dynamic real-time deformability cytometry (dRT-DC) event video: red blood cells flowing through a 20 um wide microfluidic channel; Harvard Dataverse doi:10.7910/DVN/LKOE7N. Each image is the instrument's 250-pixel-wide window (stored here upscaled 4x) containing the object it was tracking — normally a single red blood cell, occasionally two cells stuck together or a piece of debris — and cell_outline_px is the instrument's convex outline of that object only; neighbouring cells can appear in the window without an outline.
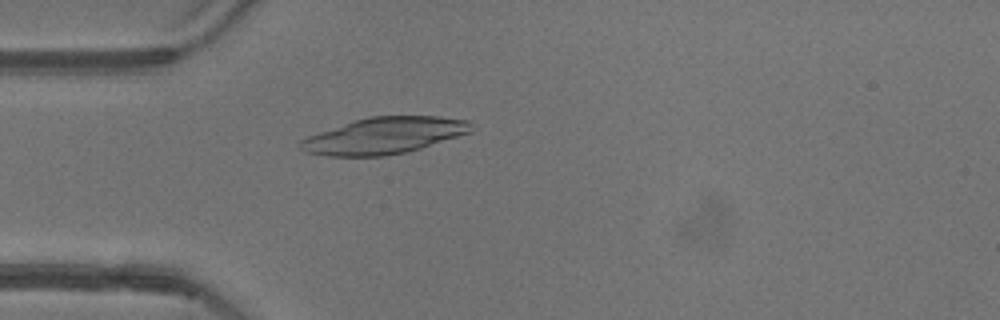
{"species": "common noctule bat (a hibernating species)", "species_latin": "Nyctalus noctula", "temperature_condition": "warm", "stored_images_in_passage": 52, "camera_frame_rate_fps": 3000, "um_per_image_px": 0.085, "animal": {"sex": "female"}, "frame": {"image": 1, "passage_image": 15, "time_ms": 4.667, "image_size_px": [1000, 320], "cell_outline_px": [[476, 124], [472, 132], [408, 152], [384, 156], [328, 156], [304, 152], [296, 144], [300, 140], [308, 136], [352, 120], [368, 116], [440, 116], [468, 120]], "centroid_in_image_um": [32.67, 11.52], "position_along_channel_um": 52.3, "area_um2": 36.76}}
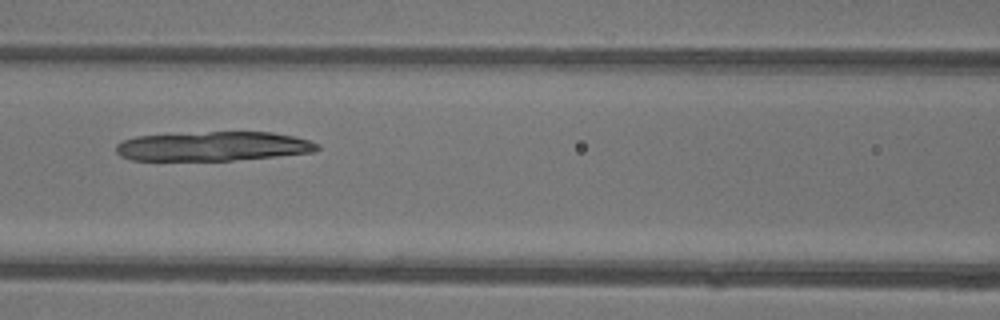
{"frame": {"image": 2, "passage_image": 23, "time_ms": 7.333, "image_size_px": [1000, 320], "cell_outline_px": [[320, 148], [312, 152], [276, 156], [232, 160], [132, 160], [120, 156], [116, 152], [116, 144], [124, 140], [136, 136], [208, 132], [272, 132], [292, 136], [308, 140], [320, 144]], "centroid_in_image_um": [18.11, 12.43], "position_along_channel_um": 148.5, "area_um2": 34.16}}